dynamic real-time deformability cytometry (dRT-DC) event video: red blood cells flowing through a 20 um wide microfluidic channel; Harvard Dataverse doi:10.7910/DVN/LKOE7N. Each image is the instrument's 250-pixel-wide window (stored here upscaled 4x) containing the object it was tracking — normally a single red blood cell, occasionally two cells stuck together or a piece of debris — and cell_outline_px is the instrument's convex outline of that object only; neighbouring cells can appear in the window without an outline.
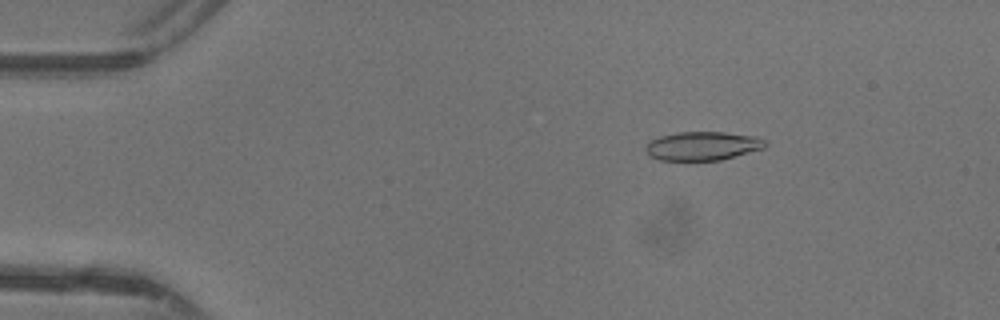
{"species": "common noctule bat (a hibernating species)", "species_latin": "Nyctalus noctula", "temperature_condition": "warm", "stored_images_in_passage": 41, "camera_frame_rate_fps": 3000, "um_per_image_px": 0.085, "animal": {"sex": "female"}, "frame": {"image": 1, "passage_image": 1, "time_ms": 0.0, "image_size_px": [1000, 320], "cell_outline_px": [[768, 144], [764, 148], [720, 160], [660, 160], [648, 156], [644, 148], [652, 140], [660, 136], [676, 132], [724, 132], [756, 136], [768, 140]], "centroid_in_image_um": [59.74, 12.4], "position_along_channel_um": 25.3, "area_um2": 20.11}}
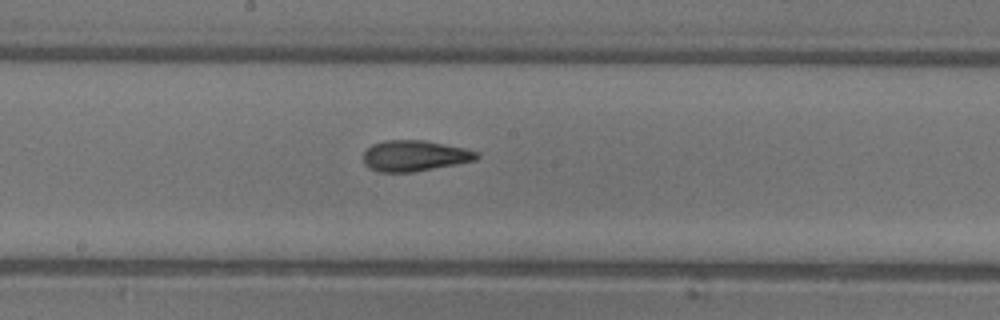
{"frame": {"image": 2, "passage_image": 19, "time_ms": 6.0, "image_size_px": [1000, 320], "cell_outline_px": [[480, 156], [476, 160], [456, 164], [412, 172], [380, 172], [368, 168], [364, 164], [364, 152], [372, 144], [384, 140], [424, 140], [464, 148], [480, 152]], "centroid_in_image_um": [35.24, 13.24], "position_along_channel_um": 213.0, "area_um2": 20.4}}
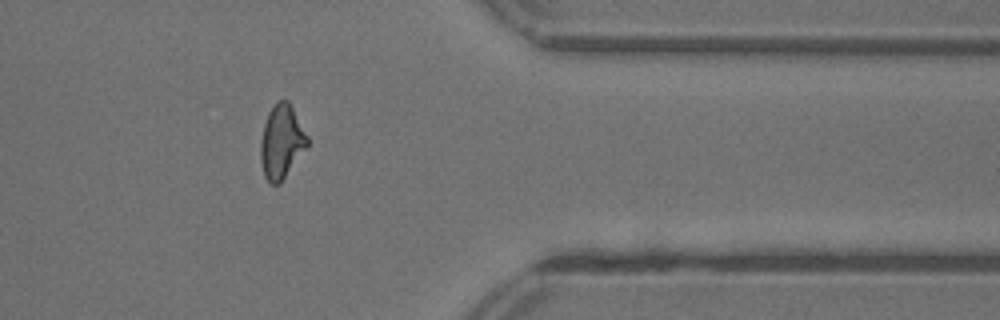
{"frame": {"image": 3, "passage_image": 32, "time_ms": 10.333, "image_size_px": [1000, 320], "cell_outline_px": [[308, 144], [280, 184], [272, 184], [264, 176], [260, 160], [260, 144], [264, 124], [268, 112], [276, 100], [288, 100], [308, 136]], "centroid_in_image_um": [23.91, 12.04], "position_along_channel_um": 387.5, "area_um2": 19.94}, "authors_computed_cell_mechanics": {"area_um2": 19.9988, "velocity_mm_per_s": 4.4093, "shape_relaxation_time_tau1_ms": 6.9424, "shape_relaxation_time_tau2_ms": 1.7258, "deformation_change_tau1": 0.2377, "deformation_change_tau2": 0.102}}